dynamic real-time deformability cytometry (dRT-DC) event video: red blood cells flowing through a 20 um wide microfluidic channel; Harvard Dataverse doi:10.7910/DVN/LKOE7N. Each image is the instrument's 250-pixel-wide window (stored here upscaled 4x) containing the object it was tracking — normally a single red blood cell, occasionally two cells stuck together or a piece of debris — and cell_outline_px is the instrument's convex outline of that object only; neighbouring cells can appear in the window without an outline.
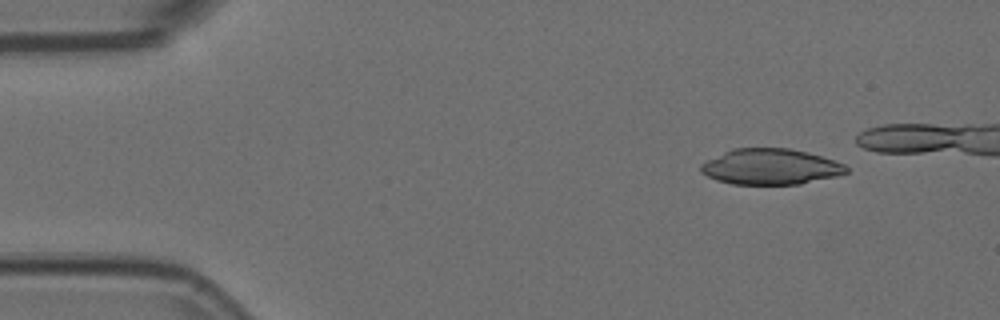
{"species": "Egyptian fruit bat (a non-hibernating species)", "species_latin": "Rousettus aegyptiacus", "temperature_condition": "room temperature", "stored_images_in_passage": 7, "camera_frame_rate_fps": 3000, "um_per_image_px": 0.085, "animal": {"sex": "female"}, "frame": {"image": 1, "passage_image": 2, "time_ms": 0.333, "image_size_px": [1000, 320], "cell_outline_px": [[848, 172], [836, 176], [800, 184], [732, 184], [716, 180], [700, 172], [700, 164], [732, 148], [788, 148], [808, 152], [844, 164], [848, 168]], "centroid_in_image_um": [65.48, 14.17], "position_along_channel_um": 19.5, "area_um2": 30.17}}
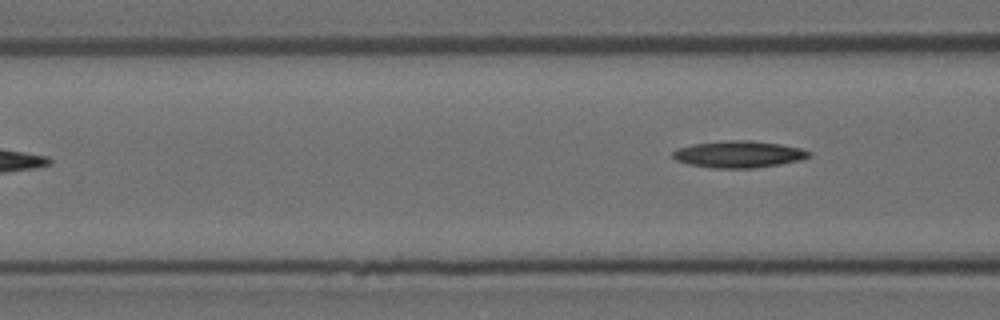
{"frame": {"image": 2, "passage_image": 7, "time_ms": 2.0, "image_size_px": [1000, 320], "cell_outline_px": [[812, 156], [800, 160], [780, 164], [752, 168], [712, 168], [688, 164], [676, 160], [672, 156], [672, 152], [676, 148], [692, 144], [724, 140], [752, 140], [780, 144], [800, 148], [812, 152]], "centroid_in_image_um": [62.78, 13.1], "position_along_channel_um": 103.8, "area_um2": 21.44}}